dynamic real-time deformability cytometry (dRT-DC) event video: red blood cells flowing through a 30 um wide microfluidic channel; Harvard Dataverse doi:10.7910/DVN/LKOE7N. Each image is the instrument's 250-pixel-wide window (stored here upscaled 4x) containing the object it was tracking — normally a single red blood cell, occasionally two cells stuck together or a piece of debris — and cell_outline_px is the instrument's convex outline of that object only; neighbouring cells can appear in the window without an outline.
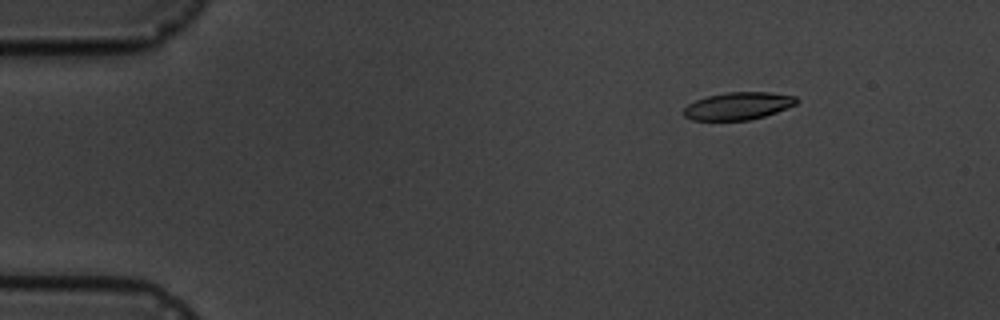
{"species": "common noctule bat (a hibernating species)", "species_latin": "Nyctalus noctula", "temperature_condition": "cold", "stored_images_in_passage": 5, "camera_frame_rate_fps": 3000, "um_per_image_px": 0.085, "animal": {"sex": "male", "body_mass_g": 19.5, "forearm_length_mm": 54.6}, "frame": {"image": 1, "passage_image": 3, "time_ms": 2.333, "image_size_px": [1000, 320], "cell_outline_px": [[800, 100], [796, 104], [776, 112], [764, 116], [748, 120], [692, 120], [684, 116], [684, 108], [688, 104], [696, 100], [708, 96], [728, 92], [768, 92], [796, 96]], "centroid_in_image_um": [62.75, 9.0], "position_along_channel_um": 22.2, "area_um2": 17.98}}
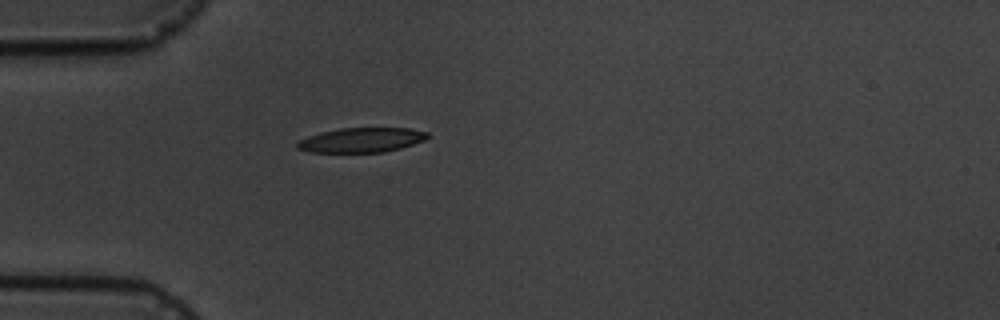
{"frame": {"image": 2, "passage_image": 5, "time_ms": 5.333, "image_size_px": [1000, 320], "cell_outline_px": [[428, 136], [424, 140], [400, 148], [384, 152], [312, 152], [296, 148], [296, 144], [300, 140], [308, 136], [320, 132], [340, 128], [408, 128], [428, 132]], "centroid_in_image_um": [30.71, 11.9], "position_along_channel_um": 54.3, "area_um2": 18.55}}